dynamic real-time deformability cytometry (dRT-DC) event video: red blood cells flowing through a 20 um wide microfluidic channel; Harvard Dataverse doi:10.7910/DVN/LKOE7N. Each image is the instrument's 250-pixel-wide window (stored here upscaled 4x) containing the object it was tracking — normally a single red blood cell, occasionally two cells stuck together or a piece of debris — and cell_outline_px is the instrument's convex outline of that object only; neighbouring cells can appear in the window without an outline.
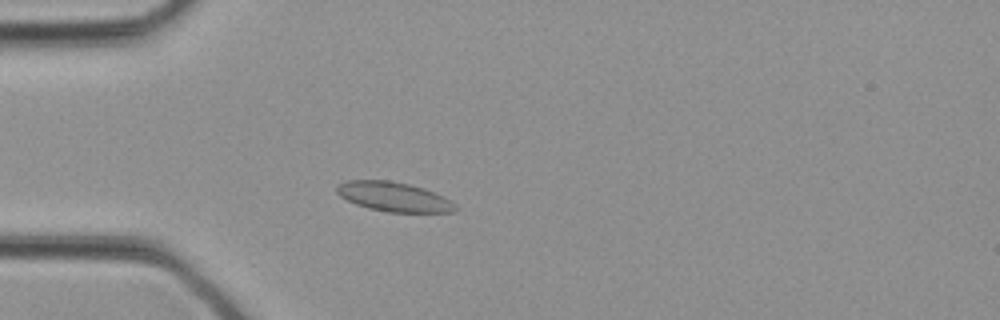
{"species": "common noctule bat (a hibernating species)", "species_latin": "Nyctalus noctula", "temperature_condition": "cold", "stored_images_in_passage": 30, "camera_frame_rate_fps": 3000, "um_per_image_px": 0.085, "animal": {"sex": "female", "body_mass_g": 21.9}, "frame": {"image": 1, "passage_image": 6, "time_ms": 1.667, "image_size_px": [1000, 320], "cell_outline_px": [[456, 208], [452, 212], [388, 212], [368, 208], [356, 204], [340, 196], [336, 192], [336, 184], [348, 180], [388, 180], [408, 184], [424, 188], [444, 196], [456, 204]], "centroid_in_image_um": [33.45, 16.72], "position_along_channel_um": 51.5, "area_um2": 20.35}}
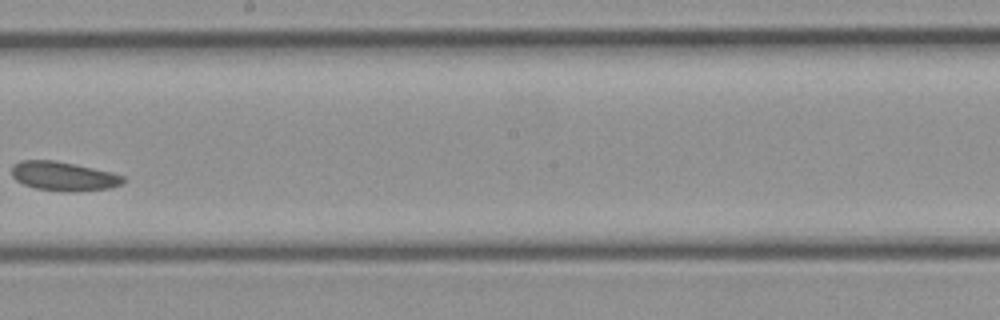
{"frame": {"image": 2, "passage_image": 16, "time_ms": 5.0, "image_size_px": [1000, 320], "cell_outline_px": [[124, 180], [120, 184], [112, 188], [72, 192], [64, 192], [36, 188], [24, 184], [16, 180], [12, 176], [12, 164], [20, 160], [56, 160], [76, 164], [112, 172], [124, 176]], "centroid_in_image_um": [5.39, 14.97], "position_along_channel_um": 242.8, "area_um2": 19.07}}
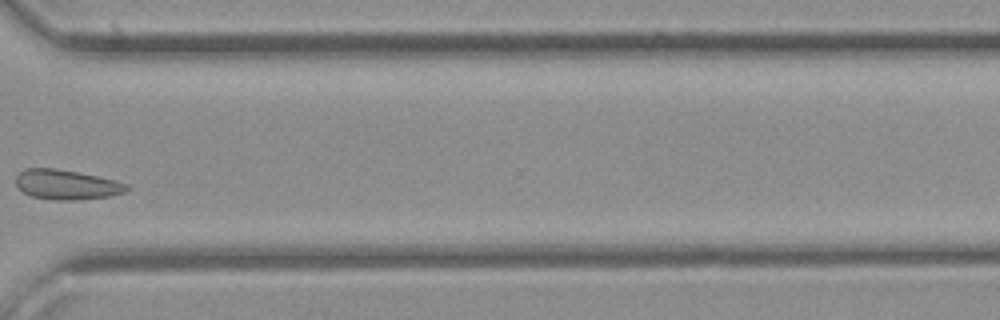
{"frame": {"image": 3, "passage_image": 22, "time_ms": 7.0, "image_size_px": [1000, 320], "cell_outline_px": [[128, 188], [124, 192], [108, 196], [76, 200], [52, 200], [32, 196], [24, 192], [16, 184], [16, 176], [24, 168], [56, 168], [116, 180], [128, 184]], "centroid_in_image_um": [5.64, 15.69], "position_along_channel_um": 365.0, "area_um2": 19.07}}